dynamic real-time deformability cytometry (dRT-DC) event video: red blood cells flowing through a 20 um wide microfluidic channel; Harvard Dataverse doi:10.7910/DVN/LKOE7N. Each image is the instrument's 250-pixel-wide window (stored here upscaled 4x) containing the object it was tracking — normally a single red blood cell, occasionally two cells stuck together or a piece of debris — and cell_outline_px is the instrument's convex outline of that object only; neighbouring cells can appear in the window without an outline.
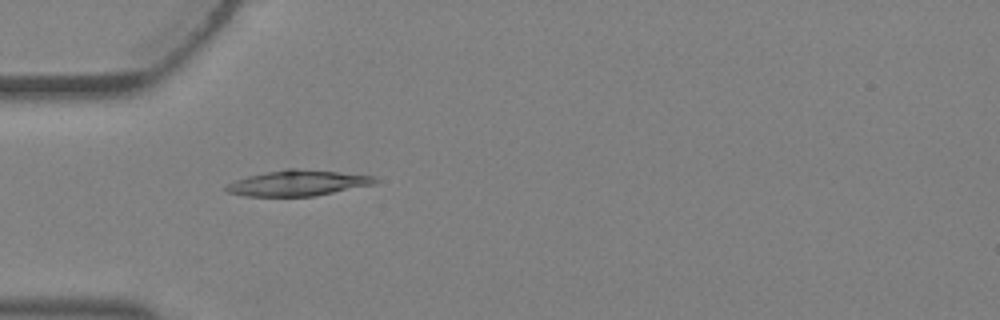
{"species": "Egyptian fruit bat (a non-hibernating species)", "species_latin": "Rousettus aegyptiacus", "temperature_condition": "warm", "stored_images_in_passage": 1, "camera_frame_rate_fps": 3000, "um_per_image_px": 0.085, "animal": {"sex": "female"}, "frame": {"image": 1, "passage_image": 1, "time_ms": 0.0, "image_size_px": [1000, 320], "cell_outline_px": [[380, 180], [372, 184], [316, 196], [244, 196], [228, 192], [224, 188], [228, 184], [236, 180], [248, 176], [284, 168], [296, 168], [340, 172], [376, 176]], "centroid_in_image_um": [25.32, 15.55], "position_along_channel_um": 59.7, "area_um2": 22.2}}